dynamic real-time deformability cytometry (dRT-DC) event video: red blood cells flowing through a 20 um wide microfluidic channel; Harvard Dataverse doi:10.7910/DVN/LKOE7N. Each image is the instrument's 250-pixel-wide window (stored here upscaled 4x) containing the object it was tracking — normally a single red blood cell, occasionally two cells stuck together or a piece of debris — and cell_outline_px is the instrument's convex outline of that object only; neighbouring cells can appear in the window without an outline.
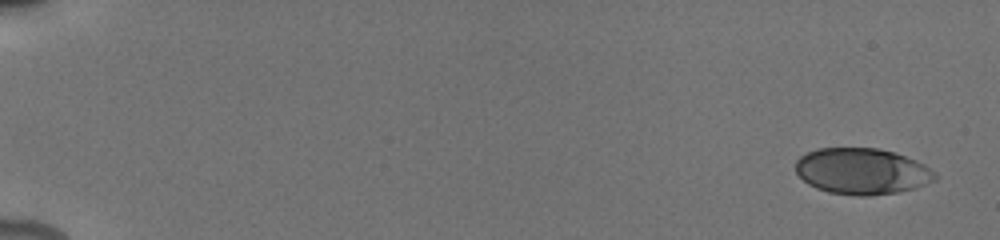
{"species": "human", "species_latin": "Homo sapiens", "temperature_condition": "cold", "stored_images_in_passage": 37, "camera_frame_rate_fps": 3000, "um_per_image_px": 0.085, "donor": {"sex": "male"}, "frame": {"image": 1, "passage_image": 1, "time_ms": 0.0, "image_size_px": [1000, 240], "cell_outline_px": [[936, 180], [916, 188], [900, 192], [868, 196], [852, 196], [828, 192], [816, 188], [808, 184], [796, 172], [796, 160], [800, 156], [808, 152], [820, 148], [876, 148], [892, 152], [916, 160], [924, 164], [936, 176]], "centroid_in_image_um": [73.25, 14.57], "position_along_channel_um": 11.7, "area_um2": 37.51}}
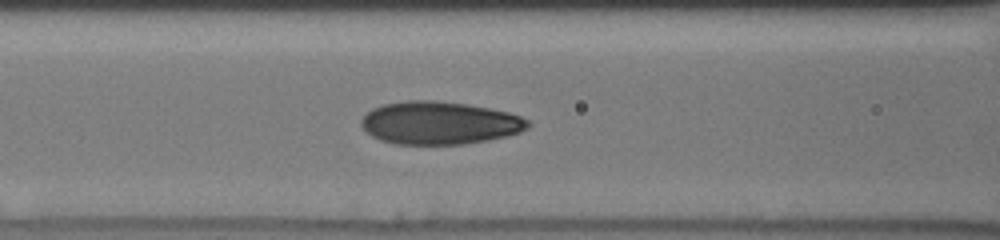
{"frame": {"image": 2, "passage_image": 20, "time_ms": 7.667, "image_size_px": [1000, 240], "cell_outline_px": [[532, 124], [528, 128], [520, 132], [508, 136], [488, 140], [464, 144], [396, 144], [380, 140], [372, 136], [360, 124], [360, 120], [372, 108], [384, 104], [408, 100], [436, 100], [468, 104], [508, 112], [520, 116], [528, 120]], "centroid_in_image_um": [37.38, 10.45], "position_along_channel_um": 129.2, "area_um2": 41.73}}
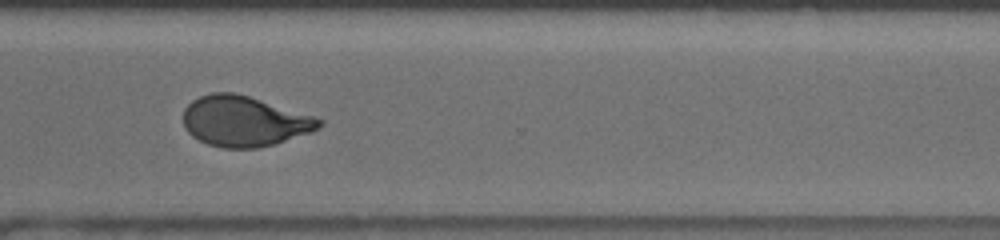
{"frame": {"image": 3, "passage_image": 32, "time_ms": 13.333, "image_size_px": [1000, 240], "cell_outline_px": [[324, 124], [320, 128], [272, 144], [256, 148], [224, 148], [208, 144], [192, 136], [184, 128], [184, 108], [192, 100], [200, 96], [212, 92], [236, 92], [316, 116], [324, 120]], "centroid_in_image_um": [20.76, 10.28], "position_along_channel_um": 349.8, "area_um2": 39.88}, "authors_computed_cell_mechanics": {"area_um2": 39.882, "velocity_mm_per_s": 3.8999, "shape_relaxation_time_tau1_ms": 4.2214, "shape_relaxation_time_tau2_ms": 0.9711, "deformation_change_tau1": 0.1692, "deformation_change_tau2": 0.068}}